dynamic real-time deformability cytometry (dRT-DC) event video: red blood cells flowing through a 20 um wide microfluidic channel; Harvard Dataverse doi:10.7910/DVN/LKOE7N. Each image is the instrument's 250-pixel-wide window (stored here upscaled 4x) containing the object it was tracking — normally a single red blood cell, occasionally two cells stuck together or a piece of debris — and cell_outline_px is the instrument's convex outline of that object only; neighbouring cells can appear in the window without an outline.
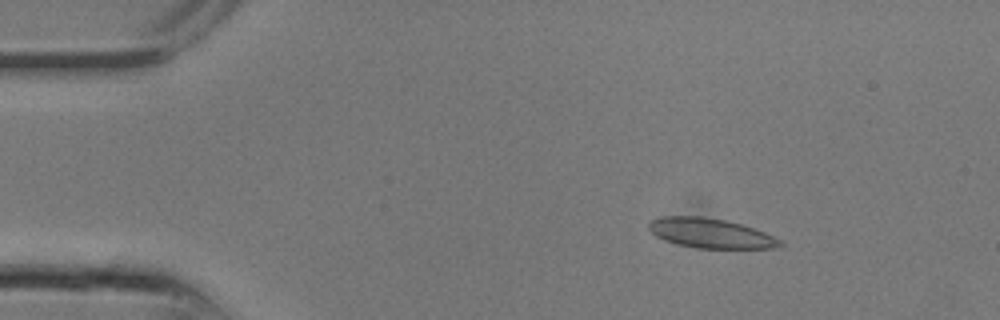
{"species": "common noctule bat (a hibernating species)", "species_latin": "Nyctalus noctula", "temperature_condition": "room temperature", "stored_images_in_passage": 11, "camera_frame_rate_fps": 3000, "um_per_image_px": 0.085, "animal": {"sex": "male", "body_mass_g": 13.3}, "frame": {"image": 1, "passage_image": 4, "time_ms": 1.0, "image_size_px": [1000, 320], "cell_outline_px": [[784, 244], [776, 248], [700, 248], [680, 244], [664, 240], [656, 236], [648, 228], [648, 224], [652, 220], [664, 216], [704, 216], [724, 220], [740, 224], [764, 232], [780, 240]], "centroid_in_image_um": [60.39, 19.82], "position_along_channel_um": 24.6, "area_um2": 22.37}}
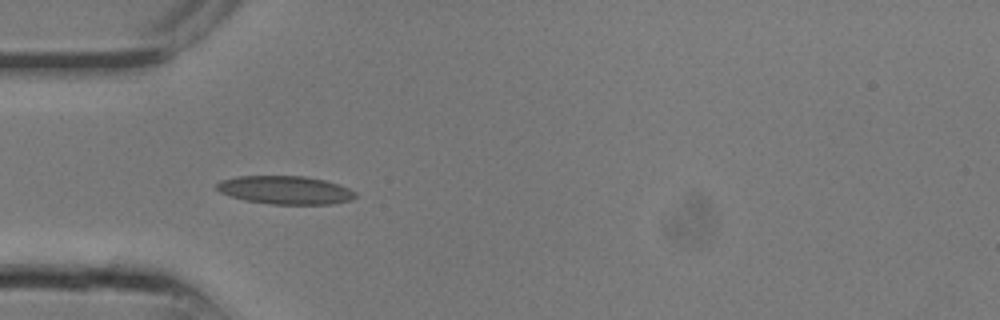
{"frame": {"image": 2, "passage_image": 8, "time_ms": 2.333, "image_size_px": [1000, 320], "cell_outline_px": [[356, 196], [352, 200], [332, 204], [272, 204], [244, 200], [220, 192], [216, 188], [216, 184], [220, 180], [236, 176], [304, 176], [324, 180], [340, 184], [356, 192]], "centroid_in_image_um": [24.26, 16.15], "position_along_channel_um": 60.7, "area_um2": 22.89}}
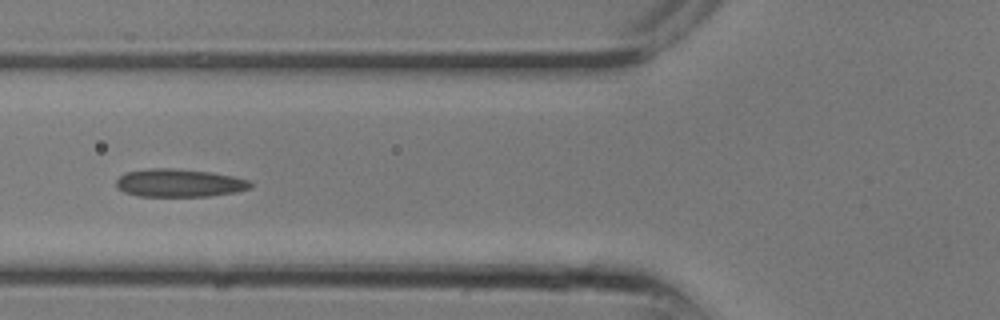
{"frame": {"image": 3, "passage_image": 10, "time_ms": 3.0, "image_size_px": [1000, 320], "cell_outline_px": [[252, 188], [236, 192], [208, 196], [140, 196], [124, 192], [116, 188], [116, 180], [124, 172], [148, 168], [172, 168], [212, 172], [252, 180]], "centroid_in_image_um": [15.24, 15.54], "position_along_channel_um": 110.6, "area_um2": 22.14}}